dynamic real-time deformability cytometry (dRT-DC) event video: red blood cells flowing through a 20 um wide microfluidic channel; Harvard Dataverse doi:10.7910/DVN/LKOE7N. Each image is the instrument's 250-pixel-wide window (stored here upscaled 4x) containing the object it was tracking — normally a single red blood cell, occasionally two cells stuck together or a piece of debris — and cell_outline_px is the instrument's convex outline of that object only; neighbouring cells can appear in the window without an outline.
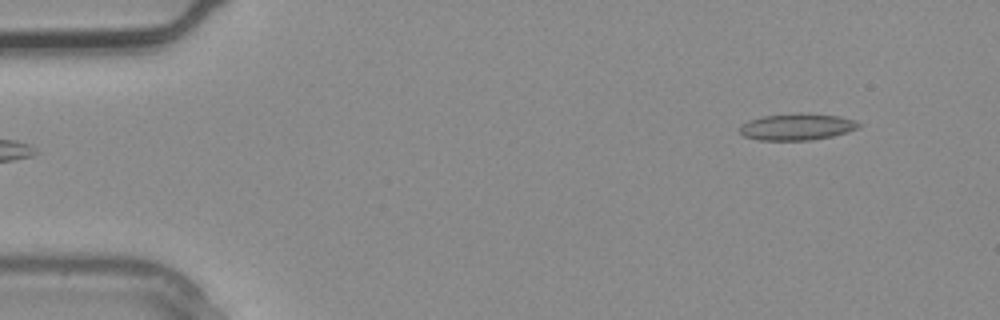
{"species": "common noctule bat (a hibernating species)", "species_latin": "Nyctalus noctula", "temperature_condition": "warm", "stored_images_in_passage": 3, "camera_frame_rate_fps": 3000, "um_per_image_px": 0.085, "animal": {"sex": "male", "body_mass_g": 20.4}, "frame": {"image": 1, "passage_image": 3, "time_ms": 0.667, "image_size_px": [1000, 320], "cell_outline_px": [[864, 124], [860, 128], [848, 132], [832, 136], [808, 140], [760, 140], [744, 136], [740, 132], [740, 124], [748, 120], [764, 116], [800, 112], [808, 112], [840, 116], [856, 120]], "centroid_in_image_um": [67.81, 10.76], "position_along_channel_um": 17.2, "area_um2": 18.84}}